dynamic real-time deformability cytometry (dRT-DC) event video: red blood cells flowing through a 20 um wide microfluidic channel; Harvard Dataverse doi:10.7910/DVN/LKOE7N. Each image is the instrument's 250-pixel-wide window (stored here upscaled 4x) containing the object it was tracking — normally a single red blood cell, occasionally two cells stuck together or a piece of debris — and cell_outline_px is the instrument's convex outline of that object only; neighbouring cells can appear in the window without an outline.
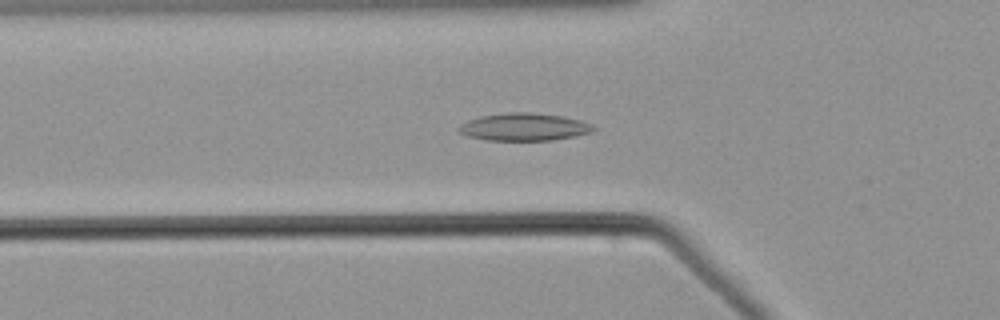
{"species": "common noctule bat (a hibernating species)", "species_latin": "Nyctalus noctula", "temperature_condition": "warm", "stored_images_in_passage": 46, "camera_frame_rate_fps": 3000, "um_per_image_px": 0.085, "animal": {"sex": "male", "body_mass_g": 21.5, "forearm_length_mm": 52.0}, "frame": {"image": 1, "passage_image": 15, "time_ms": 4.667, "image_size_px": [1000, 320], "cell_outline_px": [[596, 128], [592, 132], [552, 140], [488, 140], [468, 136], [460, 132], [456, 128], [460, 124], [468, 120], [480, 116], [508, 112], [532, 112], [560, 116], [580, 120], [592, 124]], "centroid_in_image_um": [44.52, 10.78], "position_along_channel_um": 81.3, "area_um2": 21.5}}
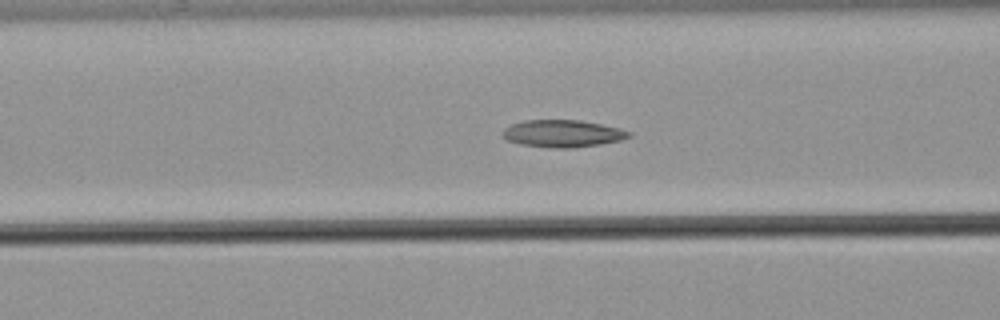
{"frame": {"image": 2, "passage_image": 18, "time_ms": 5.667, "image_size_px": [1000, 320], "cell_outline_px": [[632, 136], [620, 140], [600, 144], [572, 148], [556, 148], [520, 144], [508, 140], [504, 136], [504, 128], [512, 124], [524, 120], [580, 120], [620, 128], [632, 132]], "centroid_in_image_um": [47.86, 11.35], "position_along_channel_um": 118.7, "area_um2": 19.88}}
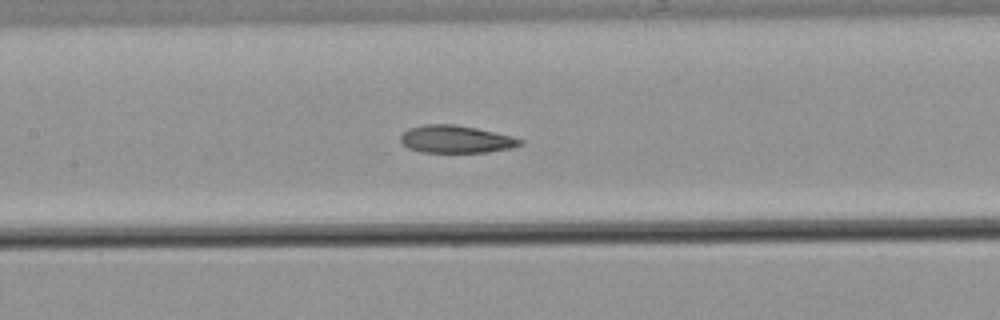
{"frame": {"image": 3, "passage_image": 22, "time_ms": 7.0, "image_size_px": [1000, 320], "cell_outline_px": [[524, 144], [512, 148], [488, 152], [420, 152], [408, 148], [400, 140], [400, 136], [408, 128], [424, 124], [456, 124], [476, 128], [512, 136], [524, 140]], "centroid_in_image_um": [38.77, 11.83], "position_along_channel_um": 168.6, "area_um2": 19.31}}